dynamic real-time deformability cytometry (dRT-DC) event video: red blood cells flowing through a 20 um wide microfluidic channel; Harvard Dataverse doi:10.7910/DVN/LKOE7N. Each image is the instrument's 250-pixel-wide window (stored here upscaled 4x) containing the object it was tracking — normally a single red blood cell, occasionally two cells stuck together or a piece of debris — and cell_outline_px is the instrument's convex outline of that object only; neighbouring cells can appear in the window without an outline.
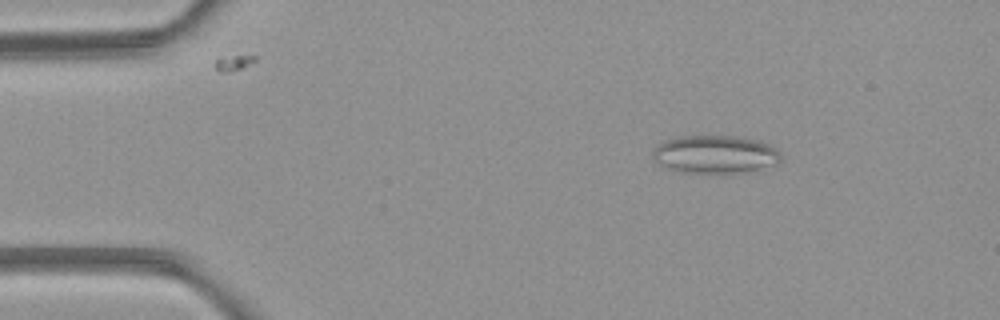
{"species": "common noctule bat (a hibernating species)", "species_latin": "Nyctalus noctula", "temperature_condition": "room temperature", "stored_images_in_passage": 5, "camera_frame_rate_fps": 3000, "um_per_image_px": 0.085, "animal": {"sex": "female", "body_mass_g": 21.9}, "frame": {"image": 1, "passage_image": 3, "time_ms": 2.333, "image_size_px": [1000, 320], "cell_outline_px": [[780, 160], [776, 164], [744, 172], [724, 176], [720, 176], [680, 172], [668, 168], [652, 160], [652, 152], [656, 144], [664, 140], [676, 136], [736, 136], [760, 140], [776, 148], [780, 152]], "centroid_in_image_um": [60.74, 13.15], "position_along_channel_um": 24.3, "area_um2": 29.42}}